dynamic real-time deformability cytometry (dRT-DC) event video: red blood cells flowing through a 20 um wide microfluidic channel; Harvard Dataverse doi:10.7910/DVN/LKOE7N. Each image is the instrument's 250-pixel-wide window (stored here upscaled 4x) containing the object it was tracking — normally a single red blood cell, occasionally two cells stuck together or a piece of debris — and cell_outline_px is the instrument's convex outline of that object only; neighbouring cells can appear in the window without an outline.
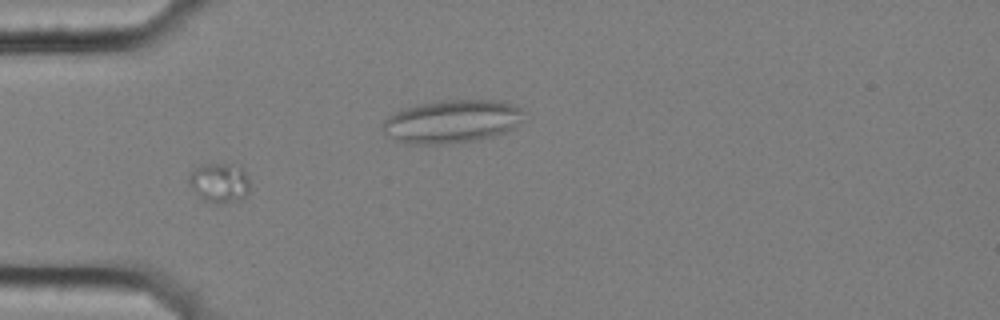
{"species": "common noctule bat (a hibernating species)", "species_latin": "Nyctalus noctula", "temperature_condition": "cold", "stored_images_in_passage": 44, "camera_frame_rate_fps": 3000, "um_per_image_px": 0.085, "animal": {"sex": "female", "body_mass_g": 25.1}, "frame": {"image": 1, "passage_image": 3, "time_ms": 0.667, "image_size_px": [1000, 320], "cell_outline_px": [[248, 192], [240, 200], [220, 204], [216, 204], [204, 200], [192, 188], [188, 180], [188, 176], [192, 168], [200, 164], [240, 164], [244, 168], [248, 176]], "centroid_in_image_um": [18.65, 15.5], "position_along_channel_um": 66.3, "area_um2": 14.33}}